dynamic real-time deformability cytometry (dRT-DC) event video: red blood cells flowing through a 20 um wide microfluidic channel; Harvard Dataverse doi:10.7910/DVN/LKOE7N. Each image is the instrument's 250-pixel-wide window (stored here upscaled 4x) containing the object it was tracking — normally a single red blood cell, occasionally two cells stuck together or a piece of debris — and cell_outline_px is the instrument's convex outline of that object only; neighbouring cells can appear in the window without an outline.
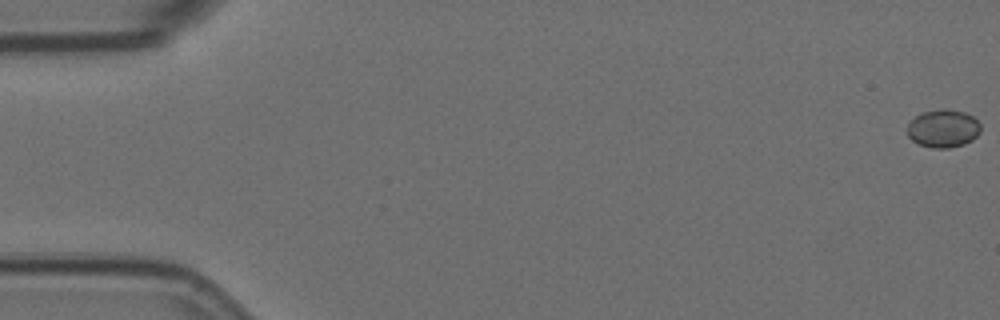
{"species": "Egyptian fruit bat (a non-hibernating species)", "species_latin": "Rousettus aegyptiacus", "temperature_condition": "room temperature", "stored_images_in_passage": 5, "camera_frame_rate_fps": 3000, "um_per_image_px": 0.085, "animal": {"sex": "female"}, "frame": {"image": 1, "passage_image": 1, "time_ms": 0.0, "image_size_px": [1000, 320], "cell_outline_px": [[980, 132], [972, 140], [964, 144], [948, 148], [932, 148], [920, 144], [912, 140], [908, 136], [908, 124], [916, 116], [924, 112], [944, 108], [964, 112], [972, 116], [980, 124]], "centroid_in_image_um": [80.18, 10.92], "position_along_channel_um": 4.8, "area_um2": 16.07}}
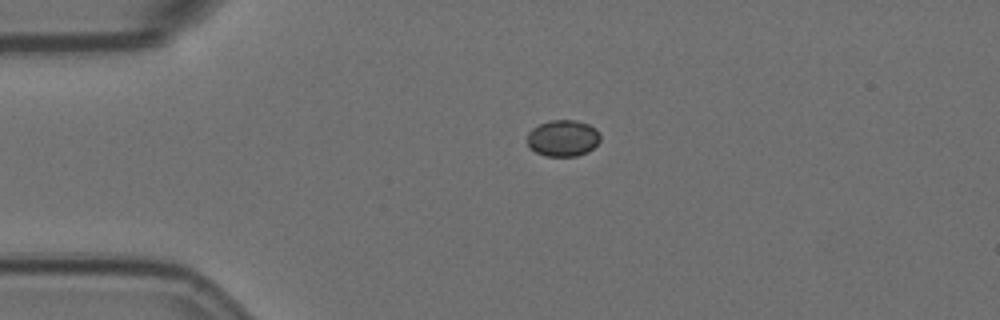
{"frame": {"image": 2, "passage_image": 4, "time_ms": 1.0, "image_size_px": [1000, 320], "cell_outline_px": [[600, 140], [588, 152], [576, 156], [544, 156], [528, 148], [528, 132], [532, 128], [548, 120], [576, 120], [588, 124], [596, 128], [600, 136]], "centroid_in_image_um": [47.83, 11.74], "position_along_channel_um": 37.2, "area_um2": 15.61}}